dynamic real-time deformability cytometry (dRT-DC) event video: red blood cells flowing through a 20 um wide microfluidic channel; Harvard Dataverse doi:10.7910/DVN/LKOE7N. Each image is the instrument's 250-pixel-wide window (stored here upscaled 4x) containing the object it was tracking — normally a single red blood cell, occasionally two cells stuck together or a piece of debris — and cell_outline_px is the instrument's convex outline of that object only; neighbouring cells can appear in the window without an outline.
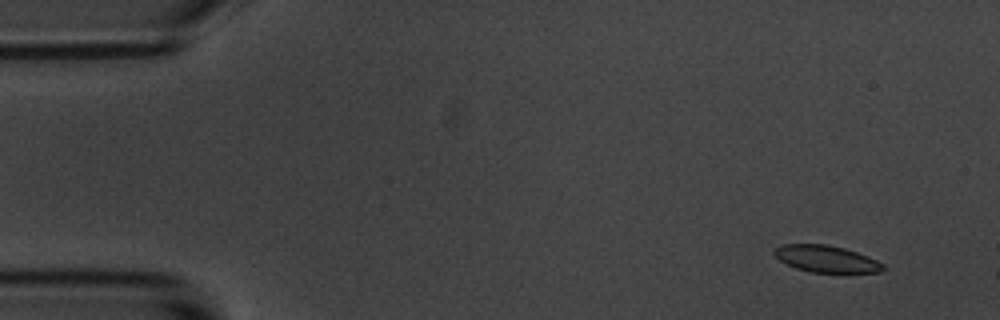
{"species": "common noctule bat (a hibernating species)", "species_latin": "Nyctalus noctula", "temperature_condition": "room temperature", "stored_images_in_passage": 4, "camera_frame_rate_fps": 3000, "um_per_image_px": 0.085, "animal": {"sex": "male", "body_mass_g": 20.1, "forearm_length_mm": 53.5}, "frame": {"image": 1, "passage_image": 2, "time_ms": 1.333, "image_size_px": [1000, 320], "cell_outline_px": [[888, 268], [880, 272], [808, 272], [796, 268], [780, 260], [772, 252], [780, 244], [828, 244], [844, 248], [868, 256], [884, 264]], "centroid_in_image_um": [70.25, 22.0], "position_along_channel_um": 14.8, "area_um2": 16.99}}